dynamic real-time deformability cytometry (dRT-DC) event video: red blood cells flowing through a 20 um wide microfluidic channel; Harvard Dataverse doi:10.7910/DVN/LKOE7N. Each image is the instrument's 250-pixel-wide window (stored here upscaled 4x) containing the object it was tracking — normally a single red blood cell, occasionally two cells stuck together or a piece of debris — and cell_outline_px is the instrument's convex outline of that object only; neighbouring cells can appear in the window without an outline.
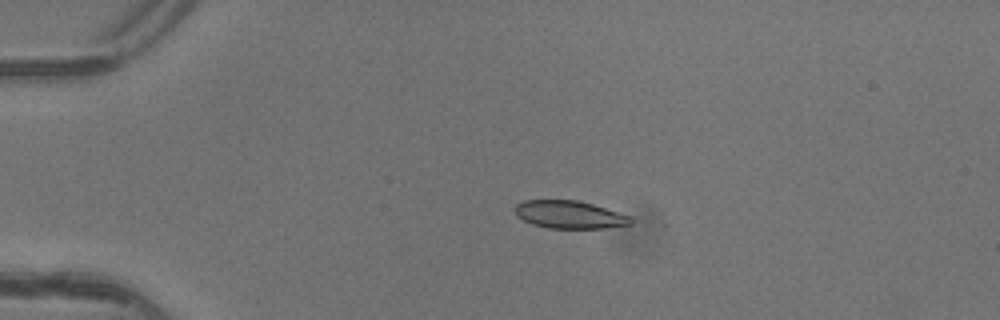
{"species": "common noctule bat (a hibernating species)", "species_latin": "Nyctalus noctula", "temperature_condition": "warm", "stored_images_in_passage": 3, "camera_frame_rate_fps": 3000, "um_per_image_px": 0.085, "animal": {"sex": "female"}, "frame": {"image": 1, "passage_image": 2, "time_ms": 0.333, "image_size_px": [1000, 320], "cell_outline_px": [[632, 224], [604, 228], [548, 228], [532, 224], [516, 216], [516, 204], [524, 200], [576, 200], [592, 204], [628, 216], [632, 220]], "centroid_in_image_um": [48.36, 18.24], "position_along_channel_um": 36.6, "area_um2": 18.44}}